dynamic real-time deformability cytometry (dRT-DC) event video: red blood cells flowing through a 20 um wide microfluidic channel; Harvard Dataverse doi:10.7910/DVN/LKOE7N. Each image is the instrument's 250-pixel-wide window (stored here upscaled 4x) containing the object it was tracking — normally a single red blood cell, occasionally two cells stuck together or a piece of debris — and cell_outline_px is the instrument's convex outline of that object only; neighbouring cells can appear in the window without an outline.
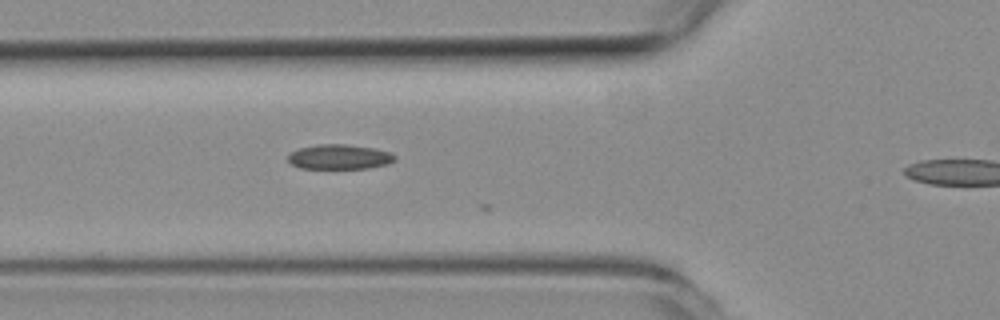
{"species": "common noctule bat (a hibernating species)", "species_latin": "Nyctalus noctula", "temperature_condition": "room temperature", "stored_images_in_passage": 14, "camera_frame_rate_fps": 3000, "um_per_image_px": 0.085, "animal": {"sex": "female", "body_mass_g": 19.3, "forearm_length_mm": 54.1}, "frame": {"image": 1, "passage_image": 13, "time_ms": 4.0, "image_size_px": [1000, 320], "cell_outline_px": [[396, 160], [388, 164], [368, 168], [300, 168], [292, 164], [288, 160], [288, 156], [292, 152], [300, 148], [320, 144], [344, 144], [372, 148], [392, 152], [396, 156]], "centroid_in_image_um": [28.89, 13.33], "position_along_channel_um": 96.9, "area_um2": 15.32}}